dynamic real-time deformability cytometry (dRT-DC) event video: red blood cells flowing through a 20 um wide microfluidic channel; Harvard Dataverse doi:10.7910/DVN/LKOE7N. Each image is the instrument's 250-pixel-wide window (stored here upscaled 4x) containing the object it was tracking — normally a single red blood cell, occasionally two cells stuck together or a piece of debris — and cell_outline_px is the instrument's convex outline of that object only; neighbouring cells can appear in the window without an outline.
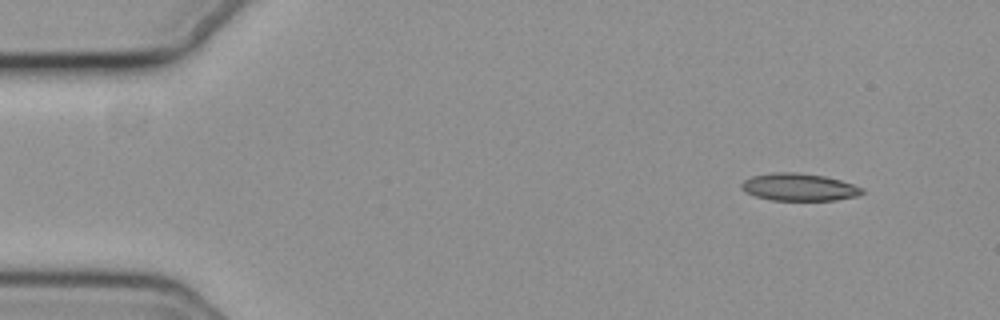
{"species": "common noctule bat (a hibernating species)", "species_latin": "Nyctalus noctula", "temperature_condition": "cold", "stored_images_in_passage": 51, "camera_frame_rate_fps": 3000, "um_per_image_px": 0.085, "animal": {"sex": "female", "body_mass_g": 19.3, "forearm_length_mm": 54.1}, "frame": {"image": 1, "passage_image": 1, "time_ms": 0.0, "image_size_px": [1000, 320], "cell_outline_px": [[864, 192], [856, 196], [836, 200], [772, 200], [756, 196], [744, 192], [740, 188], [740, 184], [744, 180], [752, 176], [772, 172], [796, 172], [824, 176], [840, 180], [864, 188]], "centroid_in_image_um": [67.89, 15.9], "position_along_channel_um": 17.1, "area_um2": 19.31}}
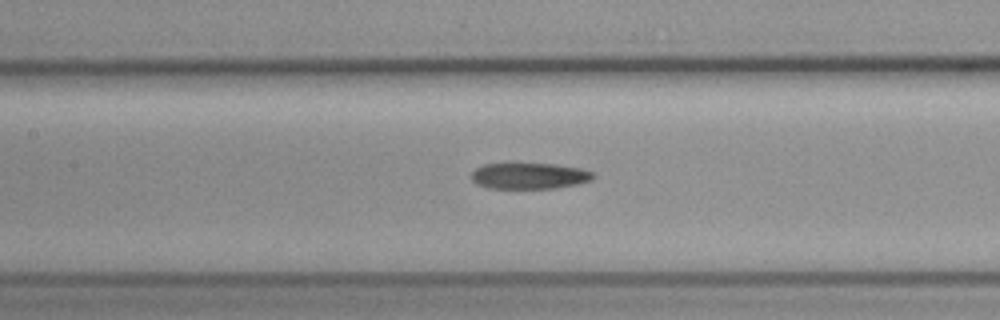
{"frame": {"image": 2, "passage_image": 21, "time_ms": 6.667, "image_size_px": [1000, 320], "cell_outline_px": [[596, 176], [592, 180], [580, 184], [556, 188], [488, 188], [476, 184], [472, 180], [472, 172], [476, 168], [484, 164], [508, 160], [512, 160], [556, 164], [580, 168], [596, 172]], "centroid_in_image_um": [45.0, 14.89], "position_along_channel_um": 162.4, "area_um2": 19.77}}
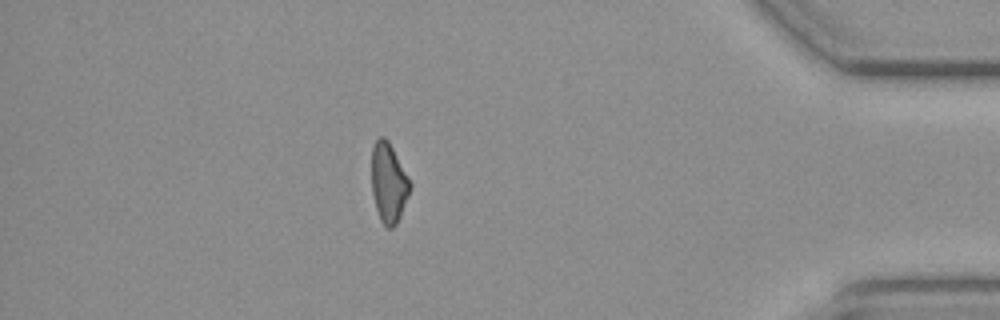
{"frame": {"image": 3, "passage_image": 44, "time_ms": 14.333, "image_size_px": [1000, 320], "cell_outline_px": [[412, 184], [408, 196], [400, 216], [396, 224], [392, 228], [388, 228], [380, 220], [376, 208], [372, 192], [372, 148], [376, 140], [380, 136], [384, 136], [388, 140]], "centroid_in_image_um": [33.03, 15.53], "position_along_channel_um": 402.2, "area_um2": 17.63}}